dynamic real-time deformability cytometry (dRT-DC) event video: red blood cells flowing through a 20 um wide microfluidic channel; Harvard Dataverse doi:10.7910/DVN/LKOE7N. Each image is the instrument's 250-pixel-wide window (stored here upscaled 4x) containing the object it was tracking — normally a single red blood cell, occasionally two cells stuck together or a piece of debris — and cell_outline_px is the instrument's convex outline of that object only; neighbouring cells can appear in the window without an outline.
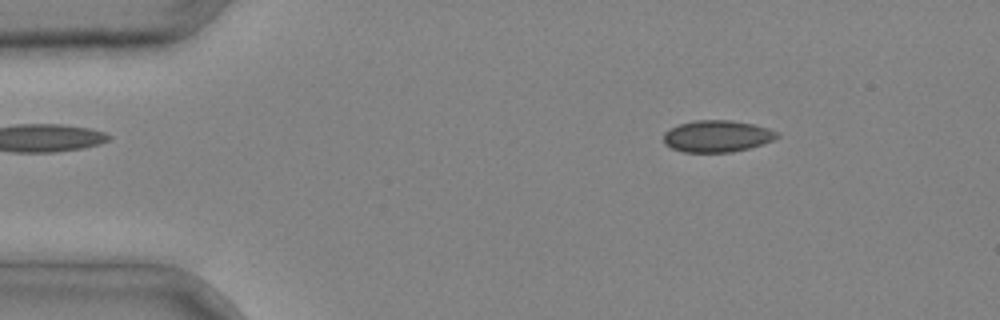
{"species": "common noctule bat (a hibernating species)", "species_latin": "Nyctalus noctula", "temperature_condition": "cold", "stored_images_in_passage": 3, "camera_frame_rate_fps": 3000, "um_per_image_px": 0.085, "animal": {"sex": "male", "body_mass_g": 20.4}, "frame": {"image": 1, "passage_image": 1, "time_ms": 0.0, "image_size_px": [1000, 320], "cell_outline_px": [[780, 136], [772, 140], [748, 148], [732, 152], [684, 152], [672, 148], [664, 144], [664, 132], [668, 128], [680, 124], [696, 120], [732, 120], [756, 124], [768, 128], [776, 132]], "centroid_in_image_um": [60.93, 11.56], "position_along_channel_um": 24.1, "area_um2": 20.98}}